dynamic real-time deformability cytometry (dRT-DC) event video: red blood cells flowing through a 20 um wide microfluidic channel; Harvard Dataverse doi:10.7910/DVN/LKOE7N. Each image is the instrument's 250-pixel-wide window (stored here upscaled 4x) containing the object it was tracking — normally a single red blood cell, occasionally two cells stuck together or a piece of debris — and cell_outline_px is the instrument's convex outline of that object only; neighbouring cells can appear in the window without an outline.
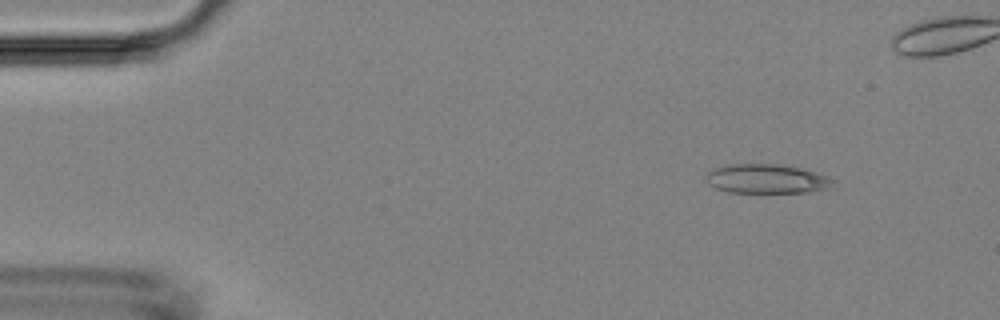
{"species": "Egyptian fruit bat (a non-hibernating species)", "species_latin": "Rousettus aegyptiacus", "temperature_condition": "room temperature", "stored_images_in_passage": 6, "camera_frame_rate_fps": 3000, "um_per_image_px": 0.085, "animal": {"sex": "female"}, "frame": {"image": 1, "passage_image": 2, "time_ms": 1.0, "image_size_px": [1000, 320], "cell_outline_px": [[836, 180], [832, 188], [808, 192], [728, 192], [716, 188], [708, 184], [704, 180], [704, 176], [712, 168], [724, 164], [780, 164], [804, 168], [828, 176]], "centroid_in_image_um": [65.17, 15.19], "position_along_channel_um": 19.8, "area_um2": 22.14}}